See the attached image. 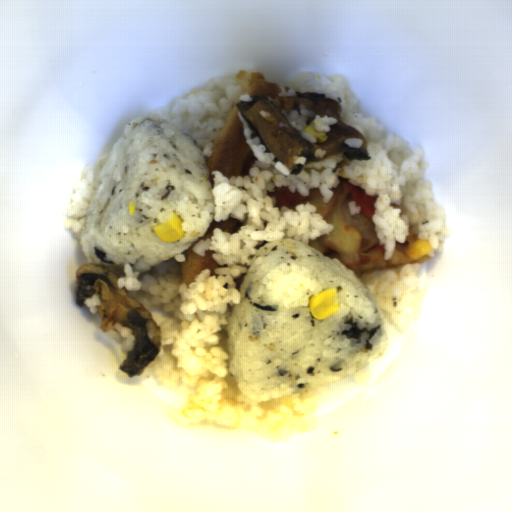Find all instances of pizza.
Listing matches in <instances>:
<instances>
[{"instance_id":"1","label":"pizza","mask_w":512,"mask_h":512,"mask_svg":"<svg viewBox=\"0 0 512 512\" xmlns=\"http://www.w3.org/2000/svg\"><path fill=\"white\" fill-rule=\"evenodd\" d=\"M352 194L336 195L333 193L330 201L324 203V195L319 191V187L308 190V196L300 195L299 204L309 202L317 206L315 212L321 214L322 220H326L333 225L331 233L323 234L314 240H308V246L326 255L329 258H335L354 272L357 276H362L372 272L385 270L408 263H423L432 257L428 254L419 260L410 259L406 253V248L416 242L418 234L412 232V226H409V236L405 243L395 240L394 252L390 260H385V244H378L365 251L362 250V237L355 227L347 223L343 216V205L347 204L349 214L362 213L360 207L351 200Z\"/></svg>"},{"instance_id":"2","label":"pizza","mask_w":512,"mask_h":512,"mask_svg":"<svg viewBox=\"0 0 512 512\" xmlns=\"http://www.w3.org/2000/svg\"><path fill=\"white\" fill-rule=\"evenodd\" d=\"M237 104L229 113L221 131L212 141V154L206 156V166L210 172V182L213 187L215 174L213 170H219L226 178L231 176H249V169L256 159L252 149L244 136L243 122L239 117Z\"/></svg>"},{"instance_id":"3","label":"pizza","mask_w":512,"mask_h":512,"mask_svg":"<svg viewBox=\"0 0 512 512\" xmlns=\"http://www.w3.org/2000/svg\"><path fill=\"white\" fill-rule=\"evenodd\" d=\"M242 223V221L231 217L228 218L227 221L221 220L220 222H216L213 219L207 232L181 253L185 254V262H181L180 285L186 283L188 288L191 283L195 282V277L205 269H210L209 277L217 275L214 269L221 267L213 258V254L217 252L214 250H205L204 256H201L193 251L192 248L199 241L209 239L213 235L214 228L219 227L222 232H229L232 235L239 230Z\"/></svg>"},{"instance_id":"4","label":"pizza","mask_w":512,"mask_h":512,"mask_svg":"<svg viewBox=\"0 0 512 512\" xmlns=\"http://www.w3.org/2000/svg\"><path fill=\"white\" fill-rule=\"evenodd\" d=\"M235 80L243 86L244 93L241 94L267 95L275 99L284 90L279 89L276 83L267 81L263 73L254 70H241Z\"/></svg>"},{"instance_id":"5","label":"pizza","mask_w":512,"mask_h":512,"mask_svg":"<svg viewBox=\"0 0 512 512\" xmlns=\"http://www.w3.org/2000/svg\"><path fill=\"white\" fill-rule=\"evenodd\" d=\"M246 274H247V272H246V273H242V274L240 275V277H239V278H234V280H233V281H234V283H235V288H236L238 291H239V288H240V286H241V284H242V282H243V280H244V278H245Z\"/></svg>"},{"instance_id":"6","label":"pizza","mask_w":512,"mask_h":512,"mask_svg":"<svg viewBox=\"0 0 512 512\" xmlns=\"http://www.w3.org/2000/svg\"><path fill=\"white\" fill-rule=\"evenodd\" d=\"M337 177L338 178H349L350 179V176L344 171L343 168L338 170Z\"/></svg>"}]
</instances>
